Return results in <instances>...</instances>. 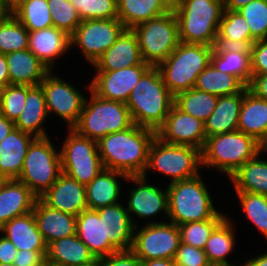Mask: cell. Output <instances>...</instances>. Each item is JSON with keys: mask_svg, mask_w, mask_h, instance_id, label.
Returning <instances> with one entry per match:
<instances>
[{"mask_svg": "<svg viewBox=\"0 0 267 266\" xmlns=\"http://www.w3.org/2000/svg\"><path fill=\"white\" fill-rule=\"evenodd\" d=\"M155 136V130L133 124L124 131L100 138L97 147L104 169L142 176L146 173L148 150Z\"/></svg>", "mask_w": 267, "mask_h": 266, "instance_id": "cell-1", "label": "cell"}, {"mask_svg": "<svg viewBox=\"0 0 267 266\" xmlns=\"http://www.w3.org/2000/svg\"><path fill=\"white\" fill-rule=\"evenodd\" d=\"M174 96L157 67H151L131 90L126 105L133 124L157 130L165 121Z\"/></svg>", "mask_w": 267, "mask_h": 266, "instance_id": "cell-2", "label": "cell"}, {"mask_svg": "<svg viewBox=\"0 0 267 266\" xmlns=\"http://www.w3.org/2000/svg\"><path fill=\"white\" fill-rule=\"evenodd\" d=\"M180 42L215 46L224 0H176Z\"/></svg>", "mask_w": 267, "mask_h": 266, "instance_id": "cell-3", "label": "cell"}, {"mask_svg": "<svg viewBox=\"0 0 267 266\" xmlns=\"http://www.w3.org/2000/svg\"><path fill=\"white\" fill-rule=\"evenodd\" d=\"M168 218L177 226L209 219H224L217 212L200 175L188 180L169 183Z\"/></svg>", "mask_w": 267, "mask_h": 266, "instance_id": "cell-4", "label": "cell"}, {"mask_svg": "<svg viewBox=\"0 0 267 266\" xmlns=\"http://www.w3.org/2000/svg\"><path fill=\"white\" fill-rule=\"evenodd\" d=\"M213 46L183 43L163 61L159 69L164 84L175 97L194 88L197 76L210 64Z\"/></svg>", "mask_w": 267, "mask_h": 266, "instance_id": "cell-5", "label": "cell"}, {"mask_svg": "<svg viewBox=\"0 0 267 266\" xmlns=\"http://www.w3.org/2000/svg\"><path fill=\"white\" fill-rule=\"evenodd\" d=\"M258 153L260 143L239 130L217 134L206 138L201 150L202 166H214L231 177Z\"/></svg>", "mask_w": 267, "mask_h": 266, "instance_id": "cell-6", "label": "cell"}, {"mask_svg": "<svg viewBox=\"0 0 267 266\" xmlns=\"http://www.w3.org/2000/svg\"><path fill=\"white\" fill-rule=\"evenodd\" d=\"M90 92L91 100L85 98L79 120L72 127L78 134L98 141L107 134L124 131L133 125L125 103L105 100Z\"/></svg>", "mask_w": 267, "mask_h": 266, "instance_id": "cell-7", "label": "cell"}, {"mask_svg": "<svg viewBox=\"0 0 267 266\" xmlns=\"http://www.w3.org/2000/svg\"><path fill=\"white\" fill-rule=\"evenodd\" d=\"M138 39L143 61L157 67L179 45V27L176 15L169 12L137 24L132 28Z\"/></svg>", "mask_w": 267, "mask_h": 266, "instance_id": "cell-8", "label": "cell"}, {"mask_svg": "<svg viewBox=\"0 0 267 266\" xmlns=\"http://www.w3.org/2000/svg\"><path fill=\"white\" fill-rule=\"evenodd\" d=\"M61 174L60 153L56 152L49 137L36 138L28 148L17 180L39 198Z\"/></svg>", "mask_w": 267, "mask_h": 266, "instance_id": "cell-9", "label": "cell"}, {"mask_svg": "<svg viewBox=\"0 0 267 266\" xmlns=\"http://www.w3.org/2000/svg\"><path fill=\"white\" fill-rule=\"evenodd\" d=\"M199 165L202 166L200 149L165 143L155 136L148 150L146 171L157 170L170 176L171 183H174L197 177Z\"/></svg>", "mask_w": 267, "mask_h": 266, "instance_id": "cell-10", "label": "cell"}, {"mask_svg": "<svg viewBox=\"0 0 267 266\" xmlns=\"http://www.w3.org/2000/svg\"><path fill=\"white\" fill-rule=\"evenodd\" d=\"M60 153L62 173L87 186L104 166L97 141L78 134L70 128Z\"/></svg>", "mask_w": 267, "mask_h": 266, "instance_id": "cell-11", "label": "cell"}, {"mask_svg": "<svg viewBox=\"0 0 267 266\" xmlns=\"http://www.w3.org/2000/svg\"><path fill=\"white\" fill-rule=\"evenodd\" d=\"M135 227L131 251L141 260L174 259L181 242L179 227L170 222H150Z\"/></svg>", "mask_w": 267, "mask_h": 266, "instance_id": "cell-12", "label": "cell"}, {"mask_svg": "<svg viewBox=\"0 0 267 266\" xmlns=\"http://www.w3.org/2000/svg\"><path fill=\"white\" fill-rule=\"evenodd\" d=\"M125 29L118 18L83 20L70 36L71 45L79 46L93 65Z\"/></svg>", "mask_w": 267, "mask_h": 266, "instance_id": "cell-13", "label": "cell"}, {"mask_svg": "<svg viewBox=\"0 0 267 266\" xmlns=\"http://www.w3.org/2000/svg\"><path fill=\"white\" fill-rule=\"evenodd\" d=\"M50 71L39 84L45 95L48 115L53 111L57 116L65 120L68 129L72 128L79 120L85 101L76 88L64 80L53 76Z\"/></svg>", "mask_w": 267, "mask_h": 266, "instance_id": "cell-14", "label": "cell"}, {"mask_svg": "<svg viewBox=\"0 0 267 266\" xmlns=\"http://www.w3.org/2000/svg\"><path fill=\"white\" fill-rule=\"evenodd\" d=\"M156 137L165 143L191 146L200 150L207 138L204 122L181 111L175 104L164 123L156 130Z\"/></svg>", "mask_w": 267, "mask_h": 266, "instance_id": "cell-15", "label": "cell"}, {"mask_svg": "<svg viewBox=\"0 0 267 266\" xmlns=\"http://www.w3.org/2000/svg\"><path fill=\"white\" fill-rule=\"evenodd\" d=\"M151 67L149 64H138L114 71H97L88 87L102 99L126 104L131 90Z\"/></svg>", "mask_w": 267, "mask_h": 266, "instance_id": "cell-16", "label": "cell"}, {"mask_svg": "<svg viewBox=\"0 0 267 266\" xmlns=\"http://www.w3.org/2000/svg\"><path fill=\"white\" fill-rule=\"evenodd\" d=\"M39 198L47 206L75 216L88 209L85 186L64 173Z\"/></svg>", "mask_w": 267, "mask_h": 266, "instance_id": "cell-17", "label": "cell"}, {"mask_svg": "<svg viewBox=\"0 0 267 266\" xmlns=\"http://www.w3.org/2000/svg\"><path fill=\"white\" fill-rule=\"evenodd\" d=\"M103 222L105 238L117 250H130L133 243L135 227L133 219L120 203L102 207L96 210Z\"/></svg>", "mask_w": 267, "mask_h": 266, "instance_id": "cell-18", "label": "cell"}, {"mask_svg": "<svg viewBox=\"0 0 267 266\" xmlns=\"http://www.w3.org/2000/svg\"><path fill=\"white\" fill-rule=\"evenodd\" d=\"M138 64L147 63L141 57L136 34L132 29H125L93 66L97 71H114Z\"/></svg>", "mask_w": 267, "mask_h": 266, "instance_id": "cell-19", "label": "cell"}, {"mask_svg": "<svg viewBox=\"0 0 267 266\" xmlns=\"http://www.w3.org/2000/svg\"><path fill=\"white\" fill-rule=\"evenodd\" d=\"M127 180H132L138 186L130 192L127 211L129 217L131 214H137L139 218H147L159 214L163 211L168 217V191L163 192L156 185H149L146 180V174L142 176H129ZM131 212V214H130Z\"/></svg>", "mask_w": 267, "mask_h": 266, "instance_id": "cell-20", "label": "cell"}, {"mask_svg": "<svg viewBox=\"0 0 267 266\" xmlns=\"http://www.w3.org/2000/svg\"><path fill=\"white\" fill-rule=\"evenodd\" d=\"M33 214L46 245L54 240L76 234L77 216L53 209L40 198L35 202Z\"/></svg>", "mask_w": 267, "mask_h": 266, "instance_id": "cell-21", "label": "cell"}, {"mask_svg": "<svg viewBox=\"0 0 267 266\" xmlns=\"http://www.w3.org/2000/svg\"><path fill=\"white\" fill-rule=\"evenodd\" d=\"M37 196L17 179L0 184V228L15 217L33 211Z\"/></svg>", "mask_w": 267, "mask_h": 266, "instance_id": "cell-22", "label": "cell"}, {"mask_svg": "<svg viewBox=\"0 0 267 266\" xmlns=\"http://www.w3.org/2000/svg\"><path fill=\"white\" fill-rule=\"evenodd\" d=\"M35 136L14 128L0 142V176L4 180L18 179Z\"/></svg>", "mask_w": 267, "mask_h": 266, "instance_id": "cell-23", "label": "cell"}, {"mask_svg": "<svg viewBox=\"0 0 267 266\" xmlns=\"http://www.w3.org/2000/svg\"><path fill=\"white\" fill-rule=\"evenodd\" d=\"M70 46V36L54 26L29 32L28 50L50 71L54 67V58L61 57Z\"/></svg>", "mask_w": 267, "mask_h": 266, "instance_id": "cell-24", "label": "cell"}, {"mask_svg": "<svg viewBox=\"0 0 267 266\" xmlns=\"http://www.w3.org/2000/svg\"><path fill=\"white\" fill-rule=\"evenodd\" d=\"M10 85L38 86L50 72L46 65L30 50L5 54Z\"/></svg>", "mask_w": 267, "mask_h": 266, "instance_id": "cell-25", "label": "cell"}, {"mask_svg": "<svg viewBox=\"0 0 267 266\" xmlns=\"http://www.w3.org/2000/svg\"><path fill=\"white\" fill-rule=\"evenodd\" d=\"M94 258L87 245L75 234L50 242L45 262L48 266H81Z\"/></svg>", "mask_w": 267, "mask_h": 266, "instance_id": "cell-26", "label": "cell"}, {"mask_svg": "<svg viewBox=\"0 0 267 266\" xmlns=\"http://www.w3.org/2000/svg\"><path fill=\"white\" fill-rule=\"evenodd\" d=\"M244 88L235 94L218 97L213 113L204 122L207 138L237 130Z\"/></svg>", "mask_w": 267, "mask_h": 266, "instance_id": "cell-27", "label": "cell"}, {"mask_svg": "<svg viewBox=\"0 0 267 266\" xmlns=\"http://www.w3.org/2000/svg\"><path fill=\"white\" fill-rule=\"evenodd\" d=\"M0 233L19 250L47 251V245L37 228L33 211L7 222Z\"/></svg>", "mask_w": 267, "mask_h": 266, "instance_id": "cell-28", "label": "cell"}, {"mask_svg": "<svg viewBox=\"0 0 267 266\" xmlns=\"http://www.w3.org/2000/svg\"><path fill=\"white\" fill-rule=\"evenodd\" d=\"M237 130L261 143L267 136V100L261 99L244 87Z\"/></svg>", "mask_w": 267, "mask_h": 266, "instance_id": "cell-29", "label": "cell"}, {"mask_svg": "<svg viewBox=\"0 0 267 266\" xmlns=\"http://www.w3.org/2000/svg\"><path fill=\"white\" fill-rule=\"evenodd\" d=\"M48 116L45 95L40 85H27V98L24 109L14 122L15 128L29 133L36 138L48 137L46 131L41 127Z\"/></svg>", "mask_w": 267, "mask_h": 266, "instance_id": "cell-30", "label": "cell"}, {"mask_svg": "<svg viewBox=\"0 0 267 266\" xmlns=\"http://www.w3.org/2000/svg\"><path fill=\"white\" fill-rule=\"evenodd\" d=\"M76 235L95 257H105L117 251L105 238L104 225L96 210L86 209L77 216Z\"/></svg>", "mask_w": 267, "mask_h": 266, "instance_id": "cell-31", "label": "cell"}, {"mask_svg": "<svg viewBox=\"0 0 267 266\" xmlns=\"http://www.w3.org/2000/svg\"><path fill=\"white\" fill-rule=\"evenodd\" d=\"M210 63L219 71L236 76L245 86L252 76L250 47L215 45Z\"/></svg>", "mask_w": 267, "mask_h": 266, "instance_id": "cell-32", "label": "cell"}, {"mask_svg": "<svg viewBox=\"0 0 267 266\" xmlns=\"http://www.w3.org/2000/svg\"><path fill=\"white\" fill-rule=\"evenodd\" d=\"M117 177L128 179L119 171L103 169L87 186H85L86 204L88 209L97 210L102 207L119 203L120 183ZM120 186V187H119Z\"/></svg>", "mask_w": 267, "mask_h": 266, "instance_id": "cell-33", "label": "cell"}, {"mask_svg": "<svg viewBox=\"0 0 267 266\" xmlns=\"http://www.w3.org/2000/svg\"><path fill=\"white\" fill-rule=\"evenodd\" d=\"M169 0H118V19L126 29L161 16L172 9Z\"/></svg>", "mask_w": 267, "mask_h": 266, "instance_id": "cell-34", "label": "cell"}, {"mask_svg": "<svg viewBox=\"0 0 267 266\" xmlns=\"http://www.w3.org/2000/svg\"><path fill=\"white\" fill-rule=\"evenodd\" d=\"M261 152L248 160L230 178L236 192L267 196V161L259 159Z\"/></svg>", "mask_w": 267, "mask_h": 266, "instance_id": "cell-35", "label": "cell"}, {"mask_svg": "<svg viewBox=\"0 0 267 266\" xmlns=\"http://www.w3.org/2000/svg\"><path fill=\"white\" fill-rule=\"evenodd\" d=\"M216 45L227 47L251 46L249 25L240 12L224 9L218 27Z\"/></svg>", "mask_w": 267, "mask_h": 266, "instance_id": "cell-36", "label": "cell"}, {"mask_svg": "<svg viewBox=\"0 0 267 266\" xmlns=\"http://www.w3.org/2000/svg\"><path fill=\"white\" fill-rule=\"evenodd\" d=\"M226 216L212 231L204 247V252L212 266H235L230 264L226 256L235 246L233 223Z\"/></svg>", "mask_w": 267, "mask_h": 266, "instance_id": "cell-37", "label": "cell"}, {"mask_svg": "<svg viewBox=\"0 0 267 266\" xmlns=\"http://www.w3.org/2000/svg\"><path fill=\"white\" fill-rule=\"evenodd\" d=\"M245 85L234 75L217 70L211 63L197 76L195 89L215 96L232 95Z\"/></svg>", "mask_w": 267, "mask_h": 266, "instance_id": "cell-38", "label": "cell"}, {"mask_svg": "<svg viewBox=\"0 0 267 266\" xmlns=\"http://www.w3.org/2000/svg\"><path fill=\"white\" fill-rule=\"evenodd\" d=\"M218 96L191 88L174 97V104L183 112L205 122L213 113Z\"/></svg>", "mask_w": 267, "mask_h": 266, "instance_id": "cell-39", "label": "cell"}, {"mask_svg": "<svg viewBox=\"0 0 267 266\" xmlns=\"http://www.w3.org/2000/svg\"><path fill=\"white\" fill-rule=\"evenodd\" d=\"M29 32L13 15L6 14L0 20V53L7 54L28 49Z\"/></svg>", "mask_w": 267, "mask_h": 266, "instance_id": "cell-40", "label": "cell"}, {"mask_svg": "<svg viewBox=\"0 0 267 266\" xmlns=\"http://www.w3.org/2000/svg\"><path fill=\"white\" fill-rule=\"evenodd\" d=\"M28 32L53 26L47 0H26L13 13Z\"/></svg>", "mask_w": 267, "mask_h": 266, "instance_id": "cell-41", "label": "cell"}, {"mask_svg": "<svg viewBox=\"0 0 267 266\" xmlns=\"http://www.w3.org/2000/svg\"><path fill=\"white\" fill-rule=\"evenodd\" d=\"M238 12L245 18L251 32V45L267 38V0H253Z\"/></svg>", "mask_w": 267, "mask_h": 266, "instance_id": "cell-42", "label": "cell"}, {"mask_svg": "<svg viewBox=\"0 0 267 266\" xmlns=\"http://www.w3.org/2000/svg\"><path fill=\"white\" fill-rule=\"evenodd\" d=\"M236 194L247 219L251 220L267 238V196L249 192H237Z\"/></svg>", "mask_w": 267, "mask_h": 266, "instance_id": "cell-43", "label": "cell"}, {"mask_svg": "<svg viewBox=\"0 0 267 266\" xmlns=\"http://www.w3.org/2000/svg\"><path fill=\"white\" fill-rule=\"evenodd\" d=\"M53 26L64 31L69 36L73 34L82 22L78 11L69 0H47Z\"/></svg>", "mask_w": 267, "mask_h": 266, "instance_id": "cell-44", "label": "cell"}, {"mask_svg": "<svg viewBox=\"0 0 267 266\" xmlns=\"http://www.w3.org/2000/svg\"><path fill=\"white\" fill-rule=\"evenodd\" d=\"M83 20L118 18L116 0H69Z\"/></svg>", "mask_w": 267, "mask_h": 266, "instance_id": "cell-45", "label": "cell"}, {"mask_svg": "<svg viewBox=\"0 0 267 266\" xmlns=\"http://www.w3.org/2000/svg\"><path fill=\"white\" fill-rule=\"evenodd\" d=\"M27 98V85H7L0 89V114L12 121L20 116Z\"/></svg>", "mask_w": 267, "mask_h": 266, "instance_id": "cell-46", "label": "cell"}, {"mask_svg": "<svg viewBox=\"0 0 267 266\" xmlns=\"http://www.w3.org/2000/svg\"><path fill=\"white\" fill-rule=\"evenodd\" d=\"M223 219H209L199 222H189L178 225L181 242L204 250L213 229Z\"/></svg>", "mask_w": 267, "mask_h": 266, "instance_id": "cell-47", "label": "cell"}, {"mask_svg": "<svg viewBox=\"0 0 267 266\" xmlns=\"http://www.w3.org/2000/svg\"><path fill=\"white\" fill-rule=\"evenodd\" d=\"M176 266H212L203 249L180 242L174 257Z\"/></svg>", "mask_w": 267, "mask_h": 266, "instance_id": "cell-48", "label": "cell"}, {"mask_svg": "<svg viewBox=\"0 0 267 266\" xmlns=\"http://www.w3.org/2000/svg\"><path fill=\"white\" fill-rule=\"evenodd\" d=\"M250 61L252 74H267V38L250 46Z\"/></svg>", "mask_w": 267, "mask_h": 266, "instance_id": "cell-49", "label": "cell"}, {"mask_svg": "<svg viewBox=\"0 0 267 266\" xmlns=\"http://www.w3.org/2000/svg\"><path fill=\"white\" fill-rule=\"evenodd\" d=\"M104 266H141V260L131 251H116L104 257Z\"/></svg>", "mask_w": 267, "mask_h": 266, "instance_id": "cell-50", "label": "cell"}, {"mask_svg": "<svg viewBox=\"0 0 267 266\" xmlns=\"http://www.w3.org/2000/svg\"><path fill=\"white\" fill-rule=\"evenodd\" d=\"M47 251L19 250L15 256L14 266H45Z\"/></svg>", "mask_w": 267, "mask_h": 266, "instance_id": "cell-51", "label": "cell"}, {"mask_svg": "<svg viewBox=\"0 0 267 266\" xmlns=\"http://www.w3.org/2000/svg\"><path fill=\"white\" fill-rule=\"evenodd\" d=\"M246 87L253 95L267 100V74H252Z\"/></svg>", "mask_w": 267, "mask_h": 266, "instance_id": "cell-52", "label": "cell"}, {"mask_svg": "<svg viewBox=\"0 0 267 266\" xmlns=\"http://www.w3.org/2000/svg\"><path fill=\"white\" fill-rule=\"evenodd\" d=\"M18 250L4 235L0 237V263L11 264L14 262Z\"/></svg>", "mask_w": 267, "mask_h": 266, "instance_id": "cell-53", "label": "cell"}, {"mask_svg": "<svg viewBox=\"0 0 267 266\" xmlns=\"http://www.w3.org/2000/svg\"><path fill=\"white\" fill-rule=\"evenodd\" d=\"M10 85L8 65L5 54L0 53V89Z\"/></svg>", "mask_w": 267, "mask_h": 266, "instance_id": "cell-54", "label": "cell"}, {"mask_svg": "<svg viewBox=\"0 0 267 266\" xmlns=\"http://www.w3.org/2000/svg\"><path fill=\"white\" fill-rule=\"evenodd\" d=\"M15 128L14 121L0 114V142Z\"/></svg>", "mask_w": 267, "mask_h": 266, "instance_id": "cell-55", "label": "cell"}, {"mask_svg": "<svg viewBox=\"0 0 267 266\" xmlns=\"http://www.w3.org/2000/svg\"><path fill=\"white\" fill-rule=\"evenodd\" d=\"M26 0H0L1 7L6 14H13Z\"/></svg>", "mask_w": 267, "mask_h": 266, "instance_id": "cell-56", "label": "cell"}, {"mask_svg": "<svg viewBox=\"0 0 267 266\" xmlns=\"http://www.w3.org/2000/svg\"><path fill=\"white\" fill-rule=\"evenodd\" d=\"M253 0H224V9L238 11Z\"/></svg>", "mask_w": 267, "mask_h": 266, "instance_id": "cell-57", "label": "cell"}, {"mask_svg": "<svg viewBox=\"0 0 267 266\" xmlns=\"http://www.w3.org/2000/svg\"><path fill=\"white\" fill-rule=\"evenodd\" d=\"M141 266H176L174 259H151L141 261Z\"/></svg>", "mask_w": 267, "mask_h": 266, "instance_id": "cell-58", "label": "cell"}, {"mask_svg": "<svg viewBox=\"0 0 267 266\" xmlns=\"http://www.w3.org/2000/svg\"><path fill=\"white\" fill-rule=\"evenodd\" d=\"M243 266H267V253L246 261Z\"/></svg>", "mask_w": 267, "mask_h": 266, "instance_id": "cell-59", "label": "cell"}, {"mask_svg": "<svg viewBox=\"0 0 267 266\" xmlns=\"http://www.w3.org/2000/svg\"><path fill=\"white\" fill-rule=\"evenodd\" d=\"M81 266H104V257H96L92 261Z\"/></svg>", "mask_w": 267, "mask_h": 266, "instance_id": "cell-60", "label": "cell"}, {"mask_svg": "<svg viewBox=\"0 0 267 266\" xmlns=\"http://www.w3.org/2000/svg\"><path fill=\"white\" fill-rule=\"evenodd\" d=\"M267 152V136L265 139L260 143V152Z\"/></svg>", "mask_w": 267, "mask_h": 266, "instance_id": "cell-61", "label": "cell"}, {"mask_svg": "<svg viewBox=\"0 0 267 266\" xmlns=\"http://www.w3.org/2000/svg\"><path fill=\"white\" fill-rule=\"evenodd\" d=\"M6 15V13L3 11L0 3V20Z\"/></svg>", "mask_w": 267, "mask_h": 266, "instance_id": "cell-62", "label": "cell"}, {"mask_svg": "<svg viewBox=\"0 0 267 266\" xmlns=\"http://www.w3.org/2000/svg\"><path fill=\"white\" fill-rule=\"evenodd\" d=\"M0 266H14L13 263L8 264V263H0Z\"/></svg>", "mask_w": 267, "mask_h": 266, "instance_id": "cell-63", "label": "cell"}, {"mask_svg": "<svg viewBox=\"0 0 267 266\" xmlns=\"http://www.w3.org/2000/svg\"><path fill=\"white\" fill-rule=\"evenodd\" d=\"M172 4H174L176 2V0H169Z\"/></svg>", "mask_w": 267, "mask_h": 266, "instance_id": "cell-64", "label": "cell"}, {"mask_svg": "<svg viewBox=\"0 0 267 266\" xmlns=\"http://www.w3.org/2000/svg\"><path fill=\"white\" fill-rule=\"evenodd\" d=\"M4 179L0 176V184H1V182L3 181Z\"/></svg>", "mask_w": 267, "mask_h": 266, "instance_id": "cell-65", "label": "cell"}]
</instances>
